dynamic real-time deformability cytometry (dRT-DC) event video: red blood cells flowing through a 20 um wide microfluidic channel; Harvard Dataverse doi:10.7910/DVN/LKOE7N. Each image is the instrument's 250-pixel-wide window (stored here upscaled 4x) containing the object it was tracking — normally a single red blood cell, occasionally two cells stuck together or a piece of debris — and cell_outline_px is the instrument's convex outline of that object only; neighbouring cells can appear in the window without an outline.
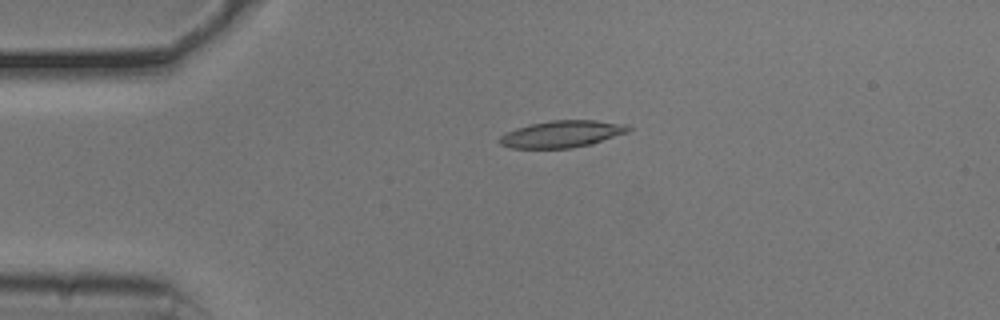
{"species": "common noctule bat (a hibernating species)", "species_latin": "Nyctalus noctula", "temperature_condition": "cold", "stored_images_in_passage": 8, "camera_frame_rate_fps": 3000, "um_per_image_px": 0.085, "animal": {"sex": "male", "body_mass_g": 20.5, "forearm_length_mm": 52.5}, "frame": {"image": 1, "passage_image": 1, "time_ms": 0.0, "image_size_px": [1000, 320], "cell_outline_px": [[632, 128], [628, 132], [592, 144], [572, 148], [512, 148], [500, 144], [496, 140], [500, 136], [516, 128], [528, 124], [552, 120], [596, 120], [628, 124]], "centroid_in_image_um": [47.78, 11.39], "position_along_channel_um": 37.2, "area_um2": 20.35}}
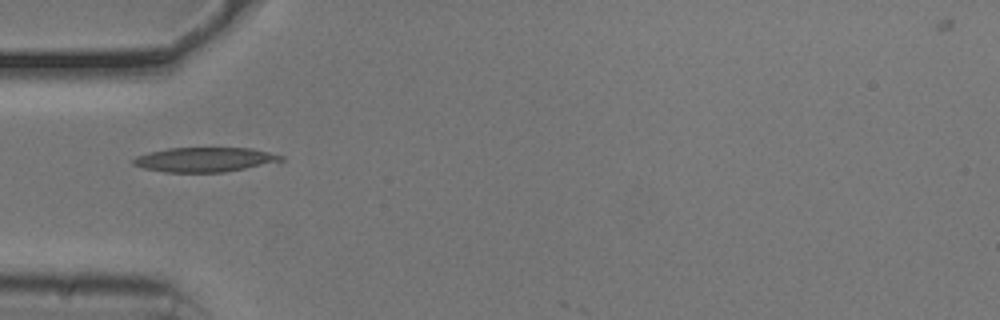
{"frame": {"image": 2, "passage_image": 6, "time_ms": 1.667, "image_size_px": [1000, 320], "cell_outline_px": [[284, 160], [224, 172], [164, 172], [144, 168], [132, 164], [132, 160], [136, 156], [148, 152], [168, 148], [252, 148], [284, 156]], "centroid_in_image_um": [17.35, 13.56], "position_along_channel_um": 67.6, "area_um2": 20.92}}